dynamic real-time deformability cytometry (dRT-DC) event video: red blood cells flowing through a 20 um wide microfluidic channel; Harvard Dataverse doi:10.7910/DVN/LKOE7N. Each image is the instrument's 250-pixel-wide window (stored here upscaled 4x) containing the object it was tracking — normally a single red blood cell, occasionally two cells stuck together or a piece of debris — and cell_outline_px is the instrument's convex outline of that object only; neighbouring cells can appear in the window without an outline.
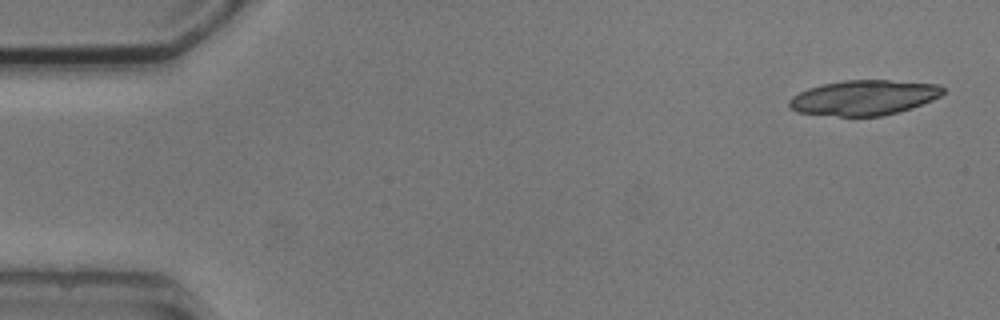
{"species": "common noctule bat (a hibernating species)", "species_latin": "Nyctalus noctula", "temperature_condition": "cold", "stored_images_in_passage": 7, "camera_frame_rate_fps": 3000, "um_per_image_px": 0.085, "animal": {"sex": "male", "body_mass_g": 20.5, "forearm_length_mm": 52.5}, "frame": {"image": 1, "passage_image": 1, "time_ms": 0.0, "image_size_px": [1000, 320], "cell_outline_px": [[944, 92], [940, 96], [932, 100], [912, 108], [900, 112], [880, 116], [840, 116], [796, 112], [788, 108], [788, 100], [792, 96], [808, 88], [820, 84], [844, 80], [888, 80], [940, 84], [944, 88]], "centroid_in_image_um": [73.42, 8.3], "position_along_channel_um": 11.6, "area_um2": 31.67}}